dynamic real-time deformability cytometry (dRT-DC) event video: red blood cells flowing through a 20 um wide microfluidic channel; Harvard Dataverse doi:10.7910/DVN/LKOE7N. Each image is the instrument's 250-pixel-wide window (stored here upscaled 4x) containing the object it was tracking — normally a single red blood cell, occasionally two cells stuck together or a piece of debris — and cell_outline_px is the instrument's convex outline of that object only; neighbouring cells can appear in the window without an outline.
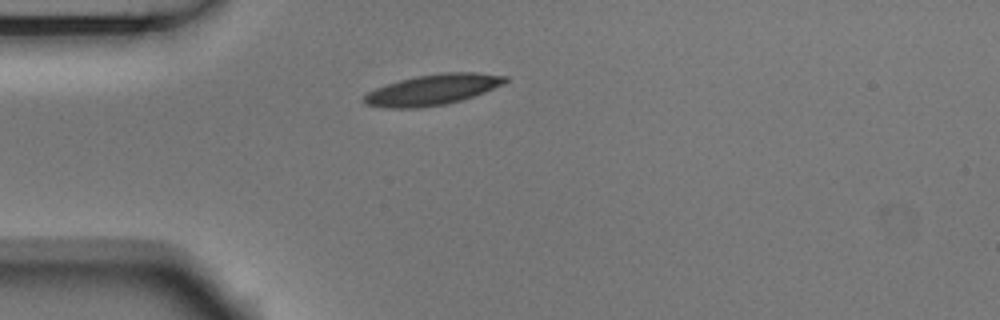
{"species": "Egyptian fruit bat (a non-hibernating species)", "species_latin": "Rousettus aegyptiacus", "temperature_condition": "room temperature", "stored_images_in_passage": 1, "camera_frame_rate_fps": 3000, "um_per_image_px": 0.085, "animal": {"sex": "male"}, "frame": {"image": 1, "passage_image": 1, "time_ms": 0.0, "image_size_px": [1000, 320], "cell_outline_px": [[508, 80], [504, 84], [484, 92], [460, 100], [444, 104], [420, 108], [384, 108], [364, 104], [360, 100], [368, 92], [376, 88], [400, 80], [416, 76], [440, 72], [476, 72], [508, 76]], "centroid_in_image_um": [36.75, 7.62], "position_along_channel_um": 48.2, "area_um2": 25.26}}